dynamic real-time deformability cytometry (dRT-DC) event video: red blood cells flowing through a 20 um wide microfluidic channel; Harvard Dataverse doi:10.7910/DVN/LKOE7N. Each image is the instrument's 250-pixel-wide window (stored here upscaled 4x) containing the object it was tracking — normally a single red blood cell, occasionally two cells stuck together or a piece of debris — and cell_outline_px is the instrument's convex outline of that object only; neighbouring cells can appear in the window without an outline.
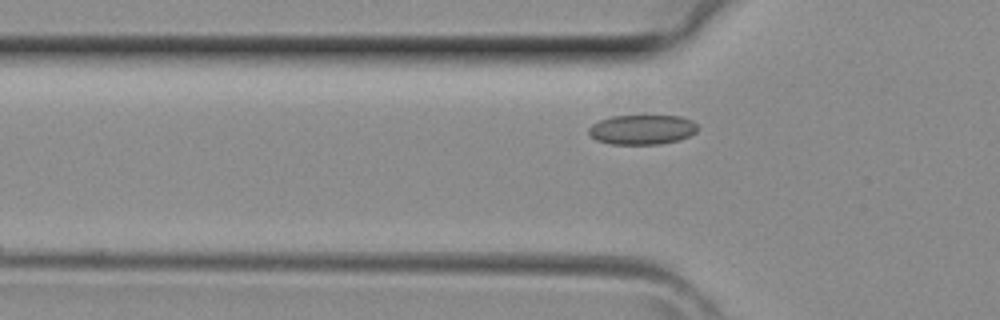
{"species": "common noctule bat (a hibernating species)", "species_latin": "Nyctalus noctula", "temperature_condition": "room temperature", "stored_images_in_passage": 3, "camera_frame_rate_fps": 3000, "um_per_image_px": 0.085, "animal": {"sex": "female", "body_mass_g": 29.2, "forearm_length_mm": 56.3}, "frame": {"image": 1, "passage_image": 3, "time_ms": 0.667, "image_size_px": [1000, 320], "cell_outline_px": [[700, 128], [696, 132], [680, 140], [660, 144], [612, 144], [596, 140], [588, 132], [588, 128], [592, 124], [600, 120], [612, 116], [680, 116], [692, 120]], "centroid_in_image_um": [54.6, 11.02], "position_along_channel_um": 71.2, "area_um2": 18.9}}